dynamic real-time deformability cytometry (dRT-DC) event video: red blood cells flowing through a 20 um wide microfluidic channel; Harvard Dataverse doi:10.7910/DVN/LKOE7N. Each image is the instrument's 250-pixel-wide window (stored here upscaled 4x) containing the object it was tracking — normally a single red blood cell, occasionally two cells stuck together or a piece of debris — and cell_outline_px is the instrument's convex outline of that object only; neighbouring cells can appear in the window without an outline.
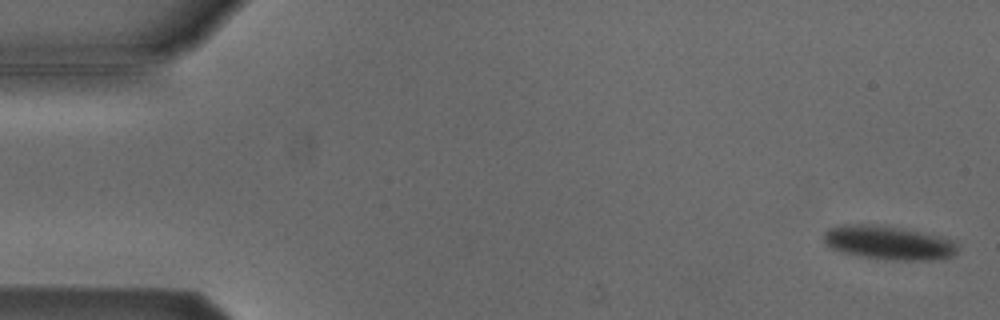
{"species": "Egyptian fruit bat (a non-hibernating species)", "species_latin": "Rousettus aegyptiacus", "temperature_condition": "cold", "stored_images_in_passage": 54, "camera_frame_rate_fps": 3000, "um_per_image_px": 0.085, "animal": {"sex": "male"}, "frame": {"image": 1, "passage_image": 2, "time_ms": 0.333, "image_size_px": [1000, 320], "cell_outline_px": [[956, 252], [952, 256], [932, 260], [892, 260], [856, 256], [832, 248], [824, 244], [824, 232], [828, 228], [844, 224], [872, 224], [900, 228], [936, 236], [952, 240], [956, 244]], "centroid_in_image_um": [75.45, 20.64], "position_along_channel_um": 9.5, "area_um2": 26.13}}
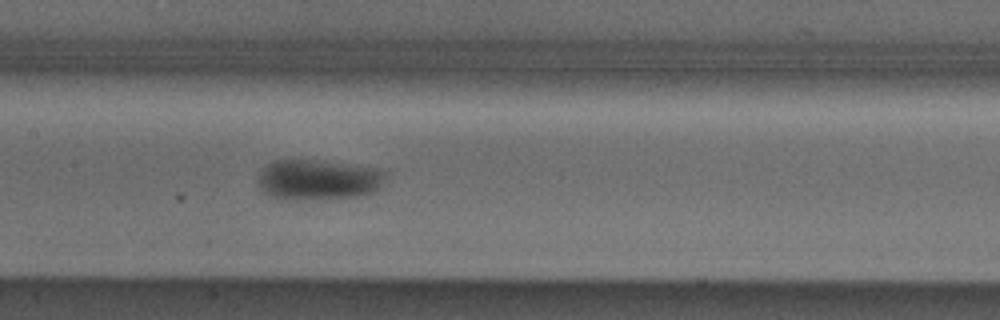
{"frame": {"image": 2, "passage_image": 26, "time_ms": 8.333, "image_size_px": [1000, 320], "cell_outline_px": [[388, 172], [380, 188], [376, 192], [360, 196], [288, 200], [284, 200], [272, 196], [264, 192], [256, 184], [256, 180], [260, 168], [276, 160], [312, 160], [372, 168]], "centroid_in_image_um": [26.99, 15.29], "position_along_channel_um": 180.4, "area_um2": 30.0}}
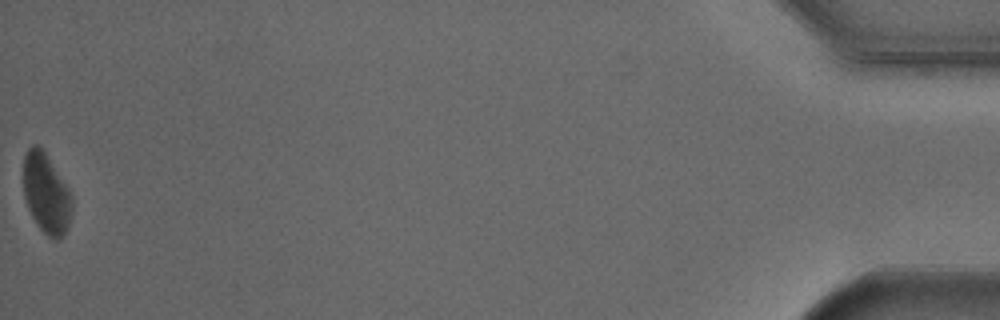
{"frame": {"image": 3, "passage_image": 54, "time_ms": 17.667, "image_size_px": [1000, 320], "cell_outline_px": [[72, 208], [68, 224], [60, 240], [56, 240], [48, 236], [40, 228], [32, 216], [28, 208], [24, 196], [24, 156], [28, 148], [32, 144], [36, 144], [44, 152], [68, 188], [72, 196]], "centroid_in_image_um": [3.92, 16.46], "position_along_channel_um": 431.3, "area_um2": 22.2}, "authors_computed_cell_mechanics": {"area_um2": 27.166, "velocity_mm_per_s": 3.8065, "shape_relaxation_time_tau1_ms": 3.394, "shape_relaxation_time_tau2_ms": null, "deformation_change_tau1": 0.0721, "deformation_change_tau2": null}}